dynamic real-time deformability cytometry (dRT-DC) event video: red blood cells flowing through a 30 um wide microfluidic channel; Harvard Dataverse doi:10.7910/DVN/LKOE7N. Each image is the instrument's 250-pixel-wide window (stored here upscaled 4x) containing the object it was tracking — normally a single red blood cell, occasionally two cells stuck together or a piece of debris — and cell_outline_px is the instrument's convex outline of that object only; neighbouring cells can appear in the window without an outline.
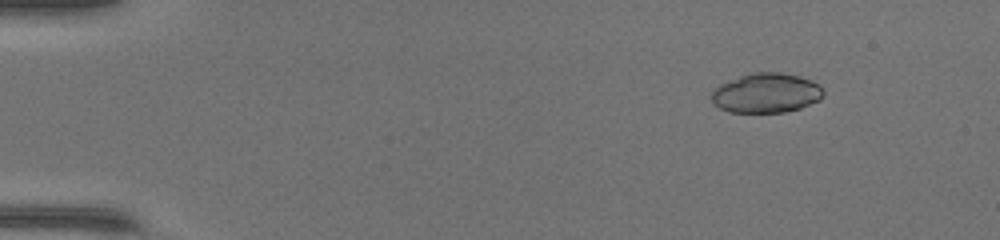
{"species": "common noctule bat (a hibernating species)", "species_latin": "Nyctalus noctula", "temperature_condition": "warm", "stored_images_in_passage": 44, "camera_frame_rate_fps": 3000, "um_per_image_px": 0.085, "animal": {"sex": "female", "body_mass_g": 17.0, "forearm_length_mm": 48.0}, "frame": {"image": 1, "passage_image": 1, "time_ms": 0.0, "image_size_px": [1000, 240], "cell_outline_px": [[824, 96], [820, 100], [800, 108], [784, 112], [728, 112], [720, 108], [712, 100], [712, 92], [720, 84], [740, 76], [752, 72], [780, 72], [800, 76], [812, 80], [820, 84], [824, 92]], "centroid_in_image_um": [65.18, 7.9], "position_along_channel_um": 19.8, "area_um2": 25.89}}
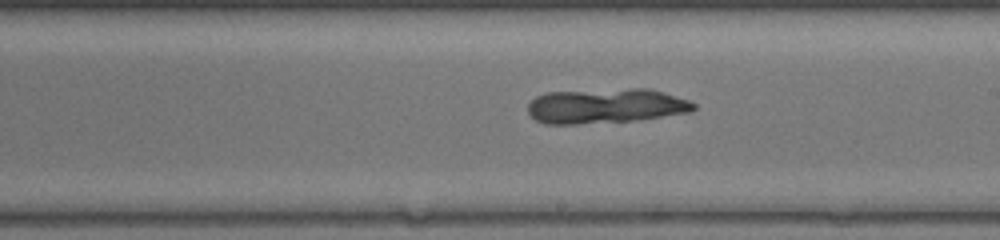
{"frame": {"image": 2, "passage_image": 24, "time_ms": 7.667, "image_size_px": [1000, 240], "cell_outline_px": [[696, 108], [688, 112], [632, 120], [576, 124], [544, 124], [536, 120], [528, 112], [528, 104], [536, 96], [544, 92], [632, 88], [648, 88], [664, 92], [688, 100], [696, 104]], "centroid_in_image_um": [51.44, 8.99], "position_along_channel_um": 237.6, "area_um2": 33.52}}
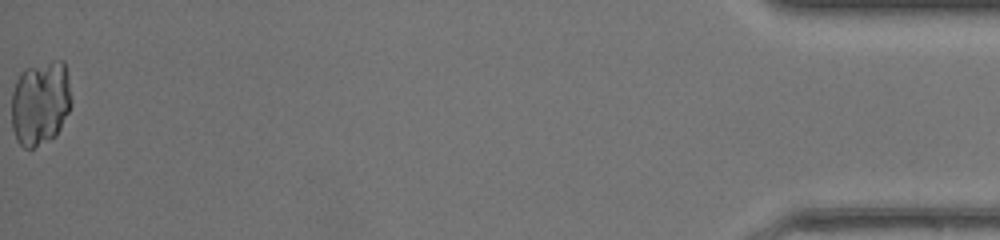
{"frame": {"image": 3, "passage_image": 44, "time_ms": 14.333, "image_size_px": [1000, 240], "cell_outline_px": [[72, 104], [56, 136], [32, 148], [24, 148], [16, 140], [12, 128], [12, 92], [16, 80], [20, 72], [24, 68], [52, 60], [64, 60], [68, 76], [72, 100]], "centroid_in_image_um": [3.43, 8.72], "position_along_channel_um": 431.8, "area_um2": 29.88}}